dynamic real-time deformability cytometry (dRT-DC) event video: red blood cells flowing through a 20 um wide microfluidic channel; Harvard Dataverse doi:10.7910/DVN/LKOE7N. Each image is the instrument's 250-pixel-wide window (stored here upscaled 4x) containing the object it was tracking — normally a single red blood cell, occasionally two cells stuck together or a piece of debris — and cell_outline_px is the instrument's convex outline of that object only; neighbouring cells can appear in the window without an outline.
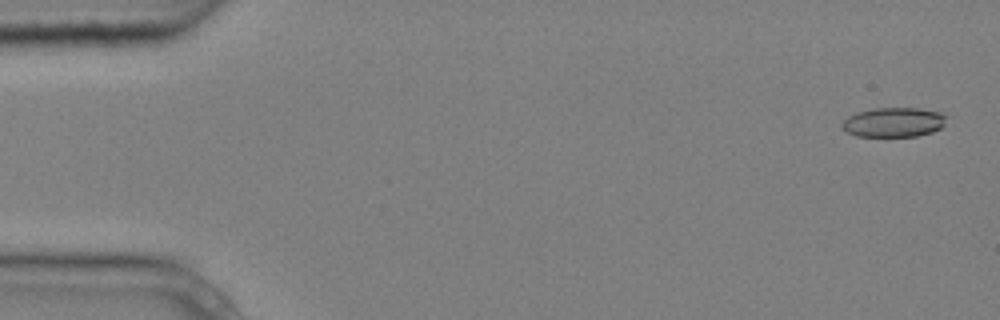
{"species": "common noctule bat (a hibernating species)", "species_latin": "Nyctalus noctula", "temperature_condition": "cold", "stored_images_in_passage": 4, "camera_frame_rate_fps": 3000, "um_per_image_px": 0.085, "animal": {"sex": "male", "body_mass_g": 20.4}, "frame": {"image": 1, "passage_image": 1, "time_ms": 0.0, "image_size_px": [1000, 320], "cell_outline_px": [[944, 124], [940, 128], [932, 132], [916, 136], [856, 136], [840, 128], [840, 124], [848, 116], [856, 112], [872, 108], [916, 108], [940, 112], [944, 116]], "centroid_in_image_um": [75.89, 10.39], "position_along_channel_um": 9.1, "area_um2": 17.92}}
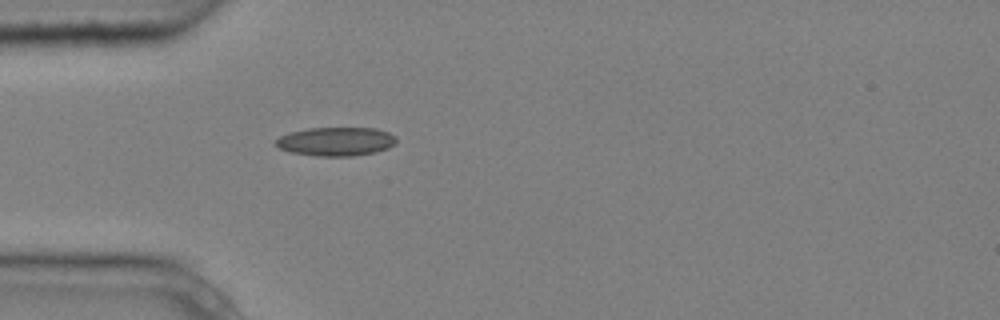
{"frame": {"image": 2, "passage_image": 4, "time_ms": 1.0, "image_size_px": [1000, 320], "cell_outline_px": [[396, 144], [388, 148], [376, 152], [352, 156], [316, 156], [288, 152], [272, 144], [280, 136], [288, 132], [308, 128], [376, 128], [388, 132], [396, 136]], "centroid_in_image_um": [28.54, 12.03], "position_along_channel_um": 56.5, "area_um2": 20.46}}